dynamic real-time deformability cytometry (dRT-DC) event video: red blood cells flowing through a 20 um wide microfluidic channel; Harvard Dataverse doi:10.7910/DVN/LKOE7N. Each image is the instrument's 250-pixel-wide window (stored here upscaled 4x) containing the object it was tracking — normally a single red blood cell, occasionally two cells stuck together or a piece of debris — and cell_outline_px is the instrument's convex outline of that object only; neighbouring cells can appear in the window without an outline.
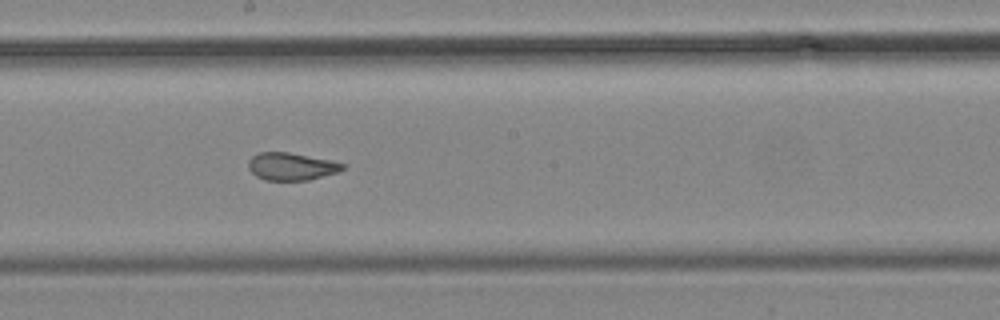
{"species": "common noctule bat (a hibernating species)", "species_latin": "Nyctalus noctula", "temperature_condition": "cold", "stored_images_in_passage": 17, "camera_frame_rate_fps": 3000, "um_per_image_px": 0.085, "animal": {"sex": "male", "body_mass_g": 19.2, "forearm_length_mm": 51.8}, "frame": {"image": 1, "passage_image": 15, "time_ms": 17.0, "image_size_px": [1000, 320], "cell_outline_px": [[348, 164], [340, 172], [308, 180], [264, 180], [256, 176], [248, 168], [248, 160], [252, 156], [260, 152], [288, 152], [332, 160]], "centroid_in_image_um": [24.8, 14.14], "position_along_channel_um": 223.4, "area_um2": 15.32}}
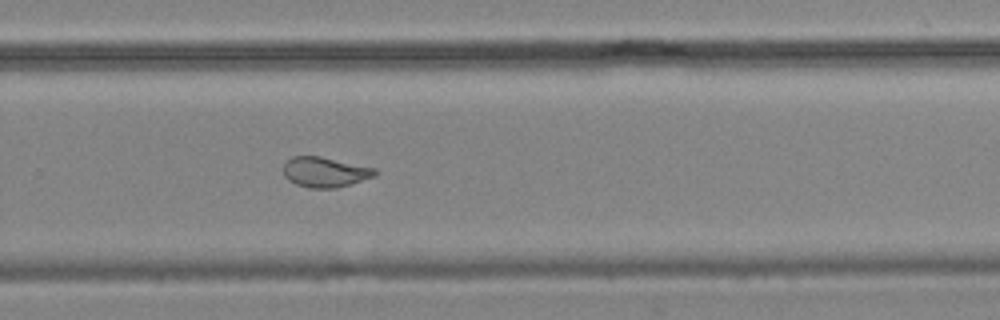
{"frame": {"image": 2, "passage_image": 17, "time_ms": 19.333, "image_size_px": [1000, 320], "cell_outline_px": [[376, 176], [336, 188], [308, 188], [296, 184], [288, 180], [284, 176], [284, 164], [292, 156], [320, 156], [376, 168]], "centroid_in_image_um": [27.62, 14.63], "position_along_channel_um": 302.2, "area_um2": 16.07}}